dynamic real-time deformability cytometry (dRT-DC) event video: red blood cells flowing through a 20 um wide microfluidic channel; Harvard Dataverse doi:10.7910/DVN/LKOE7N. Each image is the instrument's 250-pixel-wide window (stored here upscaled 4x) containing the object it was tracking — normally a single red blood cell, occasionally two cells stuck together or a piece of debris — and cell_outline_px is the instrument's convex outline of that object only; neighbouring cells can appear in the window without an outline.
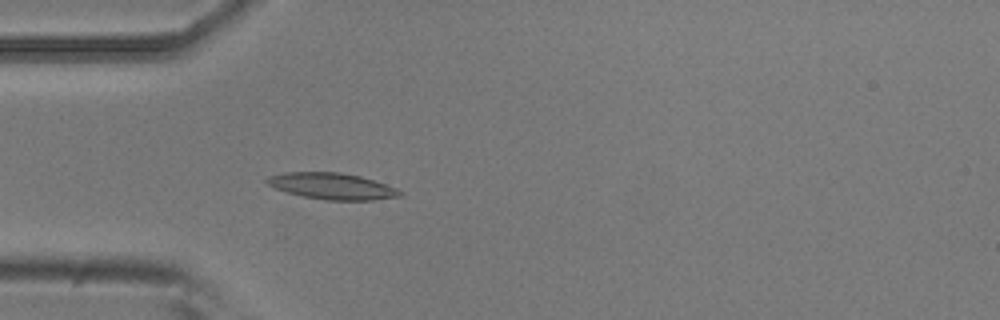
{"species": "common noctule bat (a hibernating species)", "species_latin": "Nyctalus noctula", "temperature_condition": "room temperature", "stored_images_in_passage": 53, "camera_frame_rate_fps": 3000, "um_per_image_px": 0.085, "animal": {"sex": "male", "body_mass_g": 20.5, "forearm_length_mm": 52.5}, "frame": {"image": 1, "passage_image": 15, "time_ms": 4.667, "image_size_px": [1000, 320], "cell_outline_px": [[404, 196], [372, 200], [324, 200], [304, 196], [288, 192], [276, 188], [268, 184], [264, 180], [268, 176], [284, 172], [340, 172], [360, 176], [396, 188], [404, 192]], "centroid_in_image_um": [28.24, 15.82], "position_along_channel_um": 56.8, "area_um2": 20.35}}
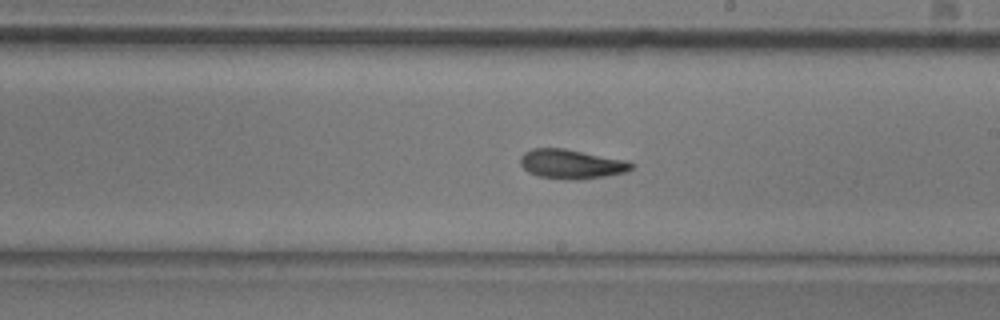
{"frame": {"image": 2, "passage_image": 30, "time_ms": 9.667, "image_size_px": [1000, 320], "cell_outline_px": [[632, 168], [624, 172], [604, 176], [580, 180], [564, 180], [540, 176], [528, 172], [520, 164], [520, 156], [524, 152], [532, 148], [564, 148], [624, 160], [632, 164]], "centroid_in_image_um": [48.5, 13.95], "position_along_channel_um": 240.5, "area_um2": 18.84}}
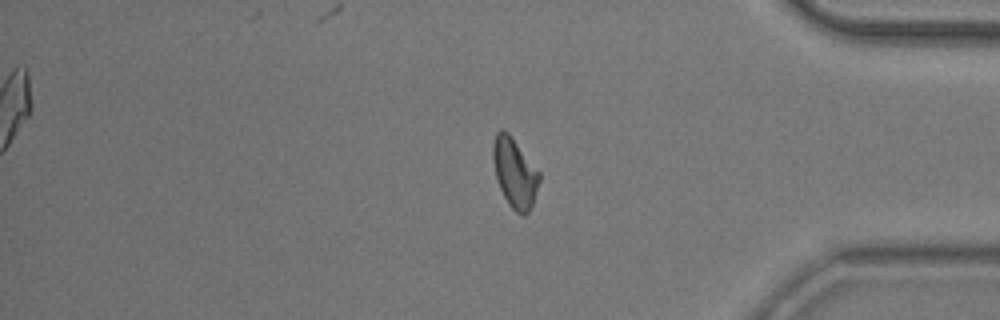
{"frame": {"image": 3, "passage_image": 44, "time_ms": 14.333, "image_size_px": [1000, 320], "cell_outline_px": [[540, 180], [532, 204], [528, 212], [524, 216], [516, 212], [508, 204], [500, 188], [496, 176], [492, 160], [492, 144], [496, 132], [500, 128], [504, 128], [508, 132], [540, 172]], "centroid_in_image_um": [43.73, 14.66], "position_along_channel_um": 391.5, "area_um2": 18.79}, "authors_computed_cell_mechanics": {"area_um2": 18.6694, "velocity_mm_per_s": 3.7311, "shape_relaxation_time_tau1_ms": 3.3902, "shape_relaxation_time_tau2_ms": 4.6189, "deformation_change_tau1": 0.1274, "deformation_change_tau2": 0.0951}}